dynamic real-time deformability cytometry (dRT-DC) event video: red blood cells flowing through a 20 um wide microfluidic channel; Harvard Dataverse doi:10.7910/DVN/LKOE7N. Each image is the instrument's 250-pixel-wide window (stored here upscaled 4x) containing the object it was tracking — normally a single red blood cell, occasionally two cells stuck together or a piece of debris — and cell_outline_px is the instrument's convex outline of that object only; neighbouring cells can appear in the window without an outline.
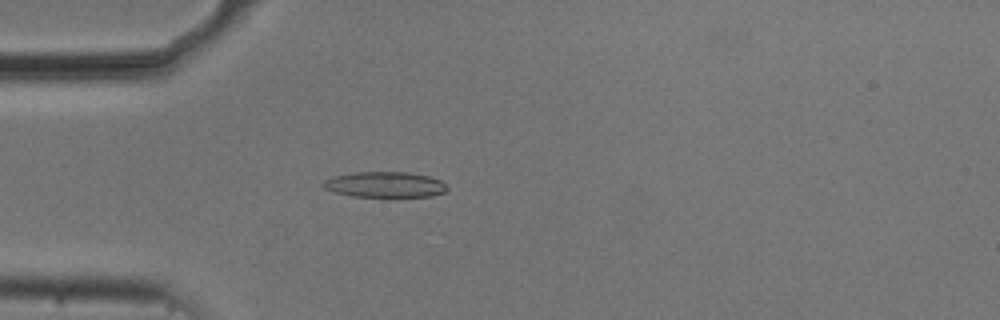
{"species": "common noctule bat (a hibernating species)", "species_latin": "Nyctalus noctula", "temperature_condition": "cold", "stored_images_in_passage": 53, "camera_frame_rate_fps": 3000, "um_per_image_px": 0.085, "animal": {"sex": "male", "body_mass_g": 20.5, "forearm_length_mm": 52.5}, "frame": {"image": 1, "passage_image": 14, "time_ms": 4.333, "image_size_px": [1000, 320], "cell_outline_px": [[448, 188], [444, 192], [432, 196], [352, 196], [336, 192], [324, 188], [320, 184], [324, 180], [332, 176], [356, 172], [408, 172], [428, 176], [440, 180]], "centroid_in_image_um": [32.68, 15.68], "position_along_channel_um": 52.3, "area_um2": 18.32}}
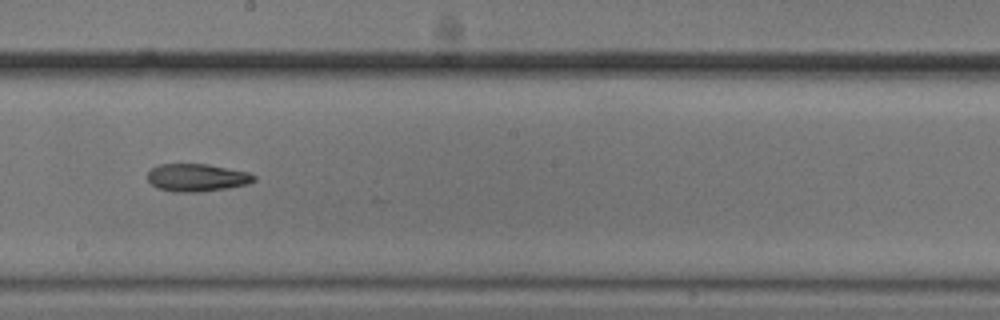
{"frame": {"image": 2, "passage_image": 29, "time_ms": 9.333, "image_size_px": [1000, 320], "cell_outline_px": [[256, 180], [248, 184], [228, 188], [200, 192], [172, 192], [156, 188], [148, 180], [148, 172], [152, 168], [160, 164], [208, 164], [248, 172], [256, 176]], "centroid_in_image_um": [16.74, 15.1], "position_along_channel_um": 231.5, "area_um2": 17.28}}
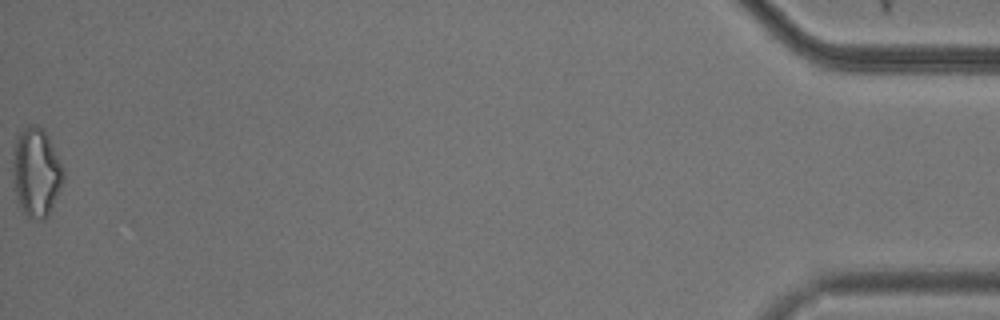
{"frame": {"image": 3, "passage_image": 53, "time_ms": 17.333, "image_size_px": [1000, 320], "cell_outline_px": [[64, 180], [48, 216], [44, 220], [36, 220], [28, 216], [16, 204], [12, 172], [12, 152], [16, 136], [28, 124], [36, 124], [44, 128], [64, 168]], "centroid_in_image_um": [3.05, 14.63], "position_along_channel_um": 432.1, "area_um2": 26.88}, "authors_computed_cell_mechanics": {"area_um2": 18.3226, "velocity_mm_per_s": 3.7428, "shape_relaxation_time_tau1_ms": 8.3175, "shape_relaxation_time_tau2_ms": 6.7558, "deformation_change_tau1": 0.1782, "deformation_change_tau2": 0.1804}}